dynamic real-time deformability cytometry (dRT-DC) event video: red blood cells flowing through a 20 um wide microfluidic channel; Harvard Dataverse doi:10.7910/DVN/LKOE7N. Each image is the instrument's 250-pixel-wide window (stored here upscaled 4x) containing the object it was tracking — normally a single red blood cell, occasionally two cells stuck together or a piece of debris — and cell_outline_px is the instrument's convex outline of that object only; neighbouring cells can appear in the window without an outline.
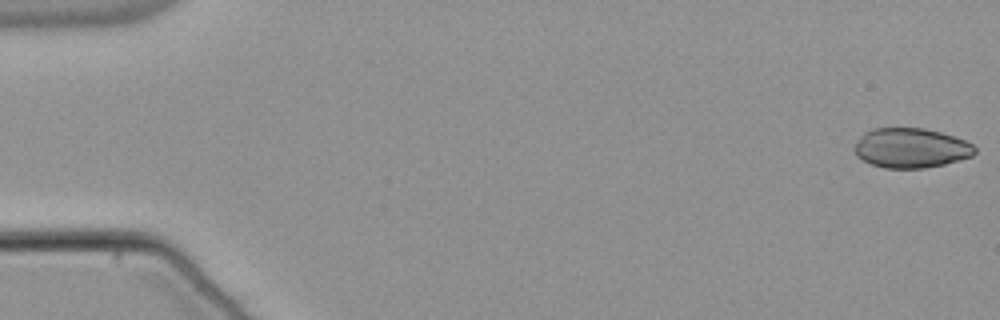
{"species": "common noctule bat (a hibernating species)", "species_latin": "Nyctalus noctula", "temperature_condition": "warm", "stored_images_in_passage": 54, "camera_frame_rate_fps": 3000, "um_per_image_px": 0.085, "animal": {"sex": "male", "body_mass_g": 21.5, "forearm_length_mm": 52.0}, "frame": {"image": 1, "passage_image": 1, "time_ms": 0.0, "image_size_px": [1000, 320], "cell_outline_px": [[976, 152], [972, 156], [944, 164], [924, 168], [884, 168], [872, 164], [856, 156], [856, 144], [860, 136], [864, 132], [872, 128], [924, 128], [940, 132], [964, 140], [972, 144], [976, 148]], "centroid_in_image_um": [77.43, 12.58], "position_along_channel_um": 7.6, "area_um2": 27.69}}
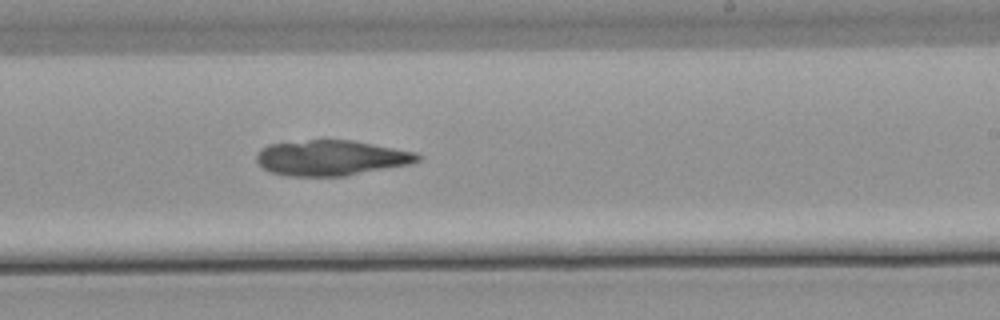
{"frame": {"image": 2, "passage_image": 33, "time_ms": 10.667, "image_size_px": [1000, 320], "cell_outline_px": [[424, 156], [420, 160], [412, 164], [344, 176], [288, 176], [272, 172], [264, 168], [256, 160], [256, 152], [260, 148], [268, 144], [308, 140], [352, 140], [416, 152]], "centroid_in_image_um": [28.17, 13.42], "position_along_channel_um": 260.8, "area_um2": 33.35}}
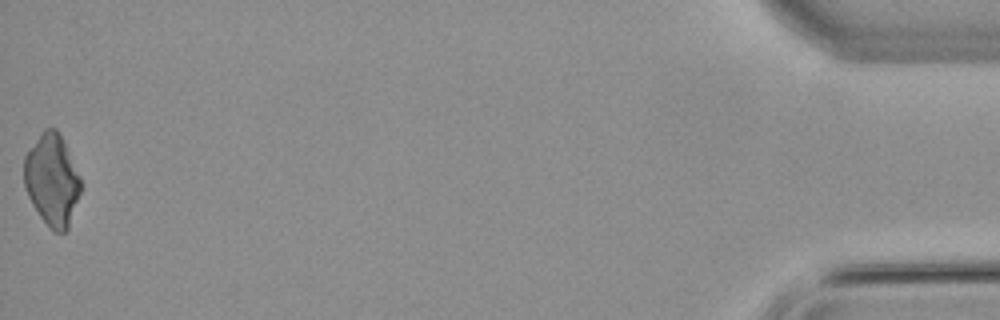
{"frame": {"image": 3, "passage_image": 54, "time_ms": 17.667, "image_size_px": [1000, 320], "cell_outline_px": [[80, 192], [68, 228], [64, 232], [56, 232], [40, 216], [32, 204], [28, 196], [24, 184], [24, 156], [40, 132], [44, 128], [56, 128], [80, 176]], "centroid_in_image_um": [4.39, 15.27], "position_along_channel_um": 430.8, "area_um2": 29.71}}